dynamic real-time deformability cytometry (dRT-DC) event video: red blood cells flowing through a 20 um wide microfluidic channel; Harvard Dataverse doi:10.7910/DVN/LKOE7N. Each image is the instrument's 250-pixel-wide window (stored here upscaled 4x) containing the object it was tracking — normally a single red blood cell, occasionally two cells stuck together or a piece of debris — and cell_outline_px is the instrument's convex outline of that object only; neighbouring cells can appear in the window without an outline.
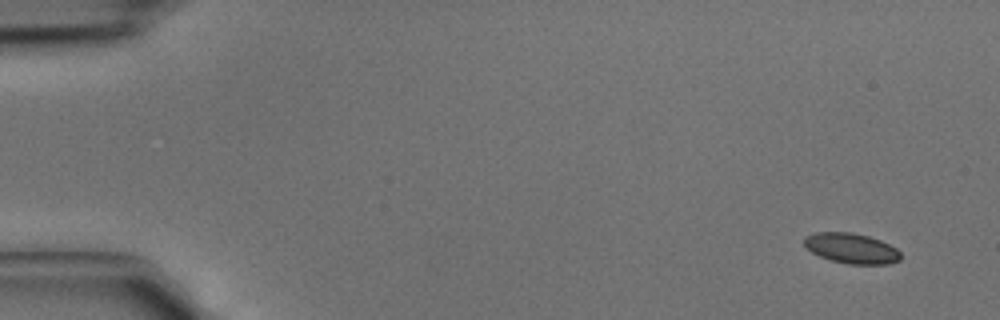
{"species": "common noctule bat (a hibernating species)", "species_latin": "Nyctalus noctula", "temperature_condition": "cold", "stored_images_in_passage": 3, "camera_frame_rate_fps": 3000, "um_per_image_px": 0.085, "animal": {"sex": "male", "body_mass_g": 15.6}, "frame": {"image": 1, "passage_image": 1, "time_ms": 0.0, "image_size_px": [1000, 320], "cell_outline_px": [[900, 260], [888, 264], [848, 264], [832, 260], [820, 256], [812, 252], [804, 244], [804, 236], [816, 232], [852, 232], [868, 236], [880, 240], [896, 248], [900, 252]], "centroid_in_image_um": [72.37, 21.1], "position_along_channel_um": 12.6, "area_um2": 16.94}}
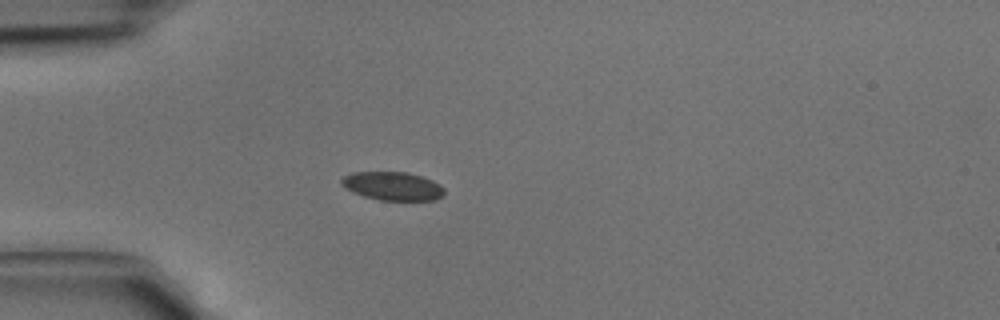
{"frame": {"image": 2, "passage_image": 3, "time_ms": 0.667, "image_size_px": [1000, 320], "cell_outline_px": [[444, 196], [436, 200], [380, 200], [364, 196], [352, 192], [340, 184], [340, 180], [344, 176], [352, 172], [408, 172], [432, 180], [440, 184], [444, 188]], "centroid_in_image_um": [33.38, 15.82], "position_along_channel_um": 51.6, "area_um2": 17.17}}